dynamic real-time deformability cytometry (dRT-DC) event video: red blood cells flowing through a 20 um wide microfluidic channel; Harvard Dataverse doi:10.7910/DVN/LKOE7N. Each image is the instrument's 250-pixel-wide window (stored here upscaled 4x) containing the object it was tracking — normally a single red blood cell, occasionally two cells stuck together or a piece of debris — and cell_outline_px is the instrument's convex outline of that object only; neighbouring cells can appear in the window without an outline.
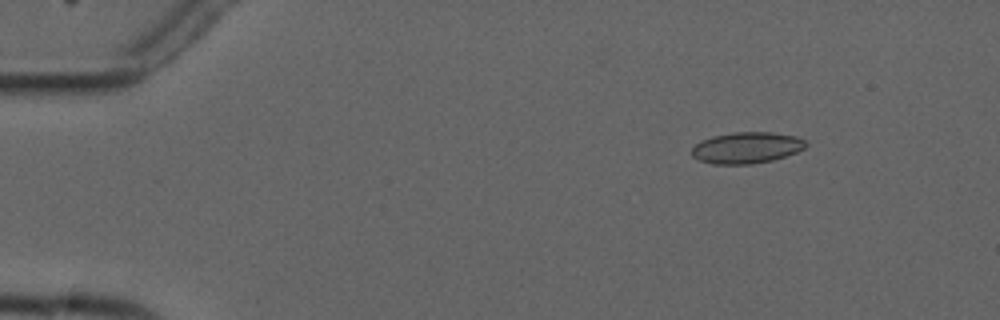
{"species": "common noctule bat (a hibernating species)", "species_latin": "Nyctalus noctula", "temperature_condition": "cold", "stored_images_in_passage": 6, "camera_frame_rate_fps": 3000, "um_per_image_px": 0.085, "animal": {"sex": "male", "forearm_length_mm": 52.5}, "frame": {"image": 1, "passage_image": 2, "time_ms": 1.333, "image_size_px": [1000, 320], "cell_outline_px": [[808, 144], [804, 148], [796, 152], [772, 160], [752, 164], [712, 164], [700, 160], [692, 156], [692, 148], [700, 140], [712, 136], [732, 132], [772, 132], [796, 136], [804, 140]], "centroid_in_image_um": [63.45, 12.55], "position_along_channel_um": 21.6, "area_um2": 20.81}}
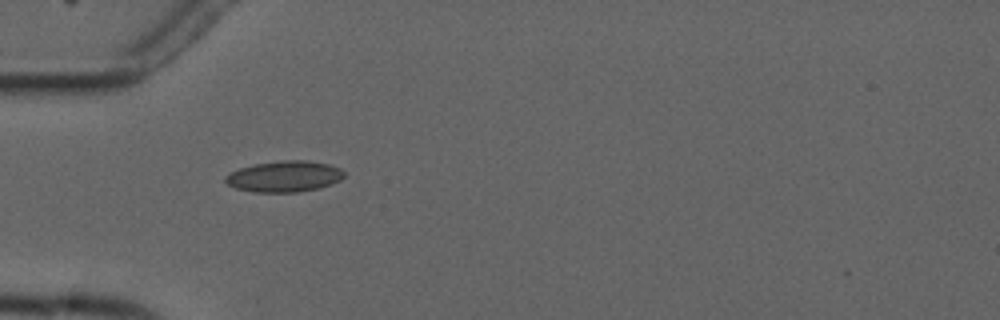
{"frame": {"image": 2, "passage_image": 5, "time_ms": 4.667, "image_size_px": [1000, 320], "cell_outline_px": [[344, 176], [340, 180], [332, 184], [320, 188], [300, 192], [252, 192], [236, 188], [228, 184], [224, 180], [224, 176], [240, 168], [256, 164], [284, 160], [308, 160], [328, 164], [340, 168], [344, 172]], "centroid_in_image_um": [24.19, 15.0], "position_along_channel_um": 60.8, "area_um2": 21.5}}